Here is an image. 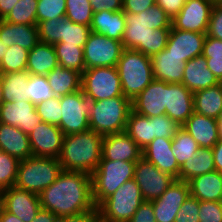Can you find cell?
<instances>
[{
  "label": "cell",
  "mask_w": 222,
  "mask_h": 222,
  "mask_svg": "<svg viewBox=\"0 0 222 222\" xmlns=\"http://www.w3.org/2000/svg\"><path fill=\"white\" fill-rule=\"evenodd\" d=\"M38 196L42 209L59 218L98 211L92 198L91 175L85 172L62 170Z\"/></svg>",
  "instance_id": "obj_1"
},
{
  "label": "cell",
  "mask_w": 222,
  "mask_h": 222,
  "mask_svg": "<svg viewBox=\"0 0 222 222\" xmlns=\"http://www.w3.org/2000/svg\"><path fill=\"white\" fill-rule=\"evenodd\" d=\"M124 49H135L152 57L166 48L172 20L157 4L139 14L124 12Z\"/></svg>",
  "instance_id": "obj_2"
},
{
  "label": "cell",
  "mask_w": 222,
  "mask_h": 222,
  "mask_svg": "<svg viewBox=\"0 0 222 222\" xmlns=\"http://www.w3.org/2000/svg\"><path fill=\"white\" fill-rule=\"evenodd\" d=\"M103 136L86 130L64 136L59 162L62 170L92 174L102 158Z\"/></svg>",
  "instance_id": "obj_3"
},
{
  "label": "cell",
  "mask_w": 222,
  "mask_h": 222,
  "mask_svg": "<svg viewBox=\"0 0 222 222\" xmlns=\"http://www.w3.org/2000/svg\"><path fill=\"white\" fill-rule=\"evenodd\" d=\"M122 93L133 101L153 80L151 57L124 49L117 63Z\"/></svg>",
  "instance_id": "obj_4"
},
{
  "label": "cell",
  "mask_w": 222,
  "mask_h": 222,
  "mask_svg": "<svg viewBox=\"0 0 222 222\" xmlns=\"http://www.w3.org/2000/svg\"><path fill=\"white\" fill-rule=\"evenodd\" d=\"M131 110L132 101L124 95L92 101L89 128L102 136L124 132Z\"/></svg>",
  "instance_id": "obj_5"
},
{
  "label": "cell",
  "mask_w": 222,
  "mask_h": 222,
  "mask_svg": "<svg viewBox=\"0 0 222 222\" xmlns=\"http://www.w3.org/2000/svg\"><path fill=\"white\" fill-rule=\"evenodd\" d=\"M61 171L59 158L31 156L19 161L14 186L39 195L57 179Z\"/></svg>",
  "instance_id": "obj_6"
},
{
  "label": "cell",
  "mask_w": 222,
  "mask_h": 222,
  "mask_svg": "<svg viewBox=\"0 0 222 222\" xmlns=\"http://www.w3.org/2000/svg\"><path fill=\"white\" fill-rule=\"evenodd\" d=\"M143 202L134 178L127 180L97 207L99 222H129Z\"/></svg>",
  "instance_id": "obj_7"
},
{
  "label": "cell",
  "mask_w": 222,
  "mask_h": 222,
  "mask_svg": "<svg viewBox=\"0 0 222 222\" xmlns=\"http://www.w3.org/2000/svg\"><path fill=\"white\" fill-rule=\"evenodd\" d=\"M136 162L101 160L91 174L92 198L98 207L127 180L134 178Z\"/></svg>",
  "instance_id": "obj_8"
},
{
  "label": "cell",
  "mask_w": 222,
  "mask_h": 222,
  "mask_svg": "<svg viewBox=\"0 0 222 222\" xmlns=\"http://www.w3.org/2000/svg\"><path fill=\"white\" fill-rule=\"evenodd\" d=\"M81 90L91 101L123 95L116 67H93L81 74Z\"/></svg>",
  "instance_id": "obj_9"
},
{
  "label": "cell",
  "mask_w": 222,
  "mask_h": 222,
  "mask_svg": "<svg viewBox=\"0 0 222 222\" xmlns=\"http://www.w3.org/2000/svg\"><path fill=\"white\" fill-rule=\"evenodd\" d=\"M62 117L58 126L64 135L89 130L92 101L82 90L60 97Z\"/></svg>",
  "instance_id": "obj_10"
},
{
  "label": "cell",
  "mask_w": 222,
  "mask_h": 222,
  "mask_svg": "<svg viewBox=\"0 0 222 222\" xmlns=\"http://www.w3.org/2000/svg\"><path fill=\"white\" fill-rule=\"evenodd\" d=\"M123 50L121 41L91 31L83 48L85 69L116 67Z\"/></svg>",
  "instance_id": "obj_11"
},
{
  "label": "cell",
  "mask_w": 222,
  "mask_h": 222,
  "mask_svg": "<svg viewBox=\"0 0 222 222\" xmlns=\"http://www.w3.org/2000/svg\"><path fill=\"white\" fill-rule=\"evenodd\" d=\"M134 180L140 188L144 201L150 202L159 198L175 178L141 157L135 164Z\"/></svg>",
  "instance_id": "obj_12"
},
{
  "label": "cell",
  "mask_w": 222,
  "mask_h": 222,
  "mask_svg": "<svg viewBox=\"0 0 222 222\" xmlns=\"http://www.w3.org/2000/svg\"><path fill=\"white\" fill-rule=\"evenodd\" d=\"M214 4V0H187L172 19V26L178 30L206 33Z\"/></svg>",
  "instance_id": "obj_13"
},
{
  "label": "cell",
  "mask_w": 222,
  "mask_h": 222,
  "mask_svg": "<svg viewBox=\"0 0 222 222\" xmlns=\"http://www.w3.org/2000/svg\"><path fill=\"white\" fill-rule=\"evenodd\" d=\"M189 196L188 182L175 179L159 198L150 201L156 222H175L177 212Z\"/></svg>",
  "instance_id": "obj_14"
},
{
  "label": "cell",
  "mask_w": 222,
  "mask_h": 222,
  "mask_svg": "<svg viewBox=\"0 0 222 222\" xmlns=\"http://www.w3.org/2000/svg\"><path fill=\"white\" fill-rule=\"evenodd\" d=\"M64 134L53 124L41 122L29 135L32 156L59 158L62 150Z\"/></svg>",
  "instance_id": "obj_15"
},
{
  "label": "cell",
  "mask_w": 222,
  "mask_h": 222,
  "mask_svg": "<svg viewBox=\"0 0 222 222\" xmlns=\"http://www.w3.org/2000/svg\"><path fill=\"white\" fill-rule=\"evenodd\" d=\"M3 198L4 210L15 215L23 222H32L42 208L39 196L16 186L0 191Z\"/></svg>",
  "instance_id": "obj_16"
},
{
  "label": "cell",
  "mask_w": 222,
  "mask_h": 222,
  "mask_svg": "<svg viewBox=\"0 0 222 222\" xmlns=\"http://www.w3.org/2000/svg\"><path fill=\"white\" fill-rule=\"evenodd\" d=\"M41 122L36 106L30 101L4 102L0 107V123L18 127L27 135Z\"/></svg>",
  "instance_id": "obj_17"
},
{
  "label": "cell",
  "mask_w": 222,
  "mask_h": 222,
  "mask_svg": "<svg viewBox=\"0 0 222 222\" xmlns=\"http://www.w3.org/2000/svg\"><path fill=\"white\" fill-rule=\"evenodd\" d=\"M142 153L143 150L125 131L103 136L101 160L136 162Z\"/></svg>",
  "instance_id": "obj_18"
},
{
  "label": "cell",
  "mask_w": 222,
  "mask_h": 222,
  "mask_svg": "<svg viewBox=\"0 0 222 222\" xmlns=\"http://www.w3.org/2000/svg\"><path fill=\"white\" fill-rule=\"evenodd\" d=\"M167 82L154 79L133 101L132 110L154 117L165 114Z\"/></svg>",
  "instance_id": "obj_19"
},
{
  "label": "cell",
  "mask_w": 222,
  "mask_h": 222,
  "mask_svg": "<svg viewBox=\"0 0 222 222\" xmlns=\"http://www.w3.org/2000/svg\"><path fill=\"white\" fill-rule=\"evenodd\" d=\"M206 33L178 30L173 26L170 29L166 49L169 53L181 57V60H188L202 55Z\"/></svg>",
  "instance_id": "obj_20"
},
{
  "label": "cell",
  "mask_w": 222,
  "mask_h": 222,
  "mask_svg": "<svg viewBox=\"0 0 222 222\" xmlns=\"http://www.w3.org/2000/svg\"><path fill=\"white\" fill-rule=\"evenodd\" d=\"M193 112V93L182 83H167L165 114L182 126Z\"/></svg>",
  "instance_id": "obj_21"
},
{
  "label": "cell",
  "mask_w": 222,
  "mask_h": 222,
  "mask_svg": "<svg viewBox=\"0 0 222 222\" xmlns=\"http://www.w3.org/2000/svg\"><path fill=\"white\" fill-rule=\"evenodd\" d=\"M142 157L154 164L160 171L179 180L180 167L173 155L172 138H155L143 149Z\"/></svg>",
  "instance_id": "obj_22"
},
{
  "label": "cell",
  "mask_w": 222,
  "mask_h": 222,
  "mask_svg": "<svg viewBox=\"0 0 222 222\" xmlns=\"http://www.w3.org/2000/svg\"><path fill=\"white\" fill-rule=\"evenodd\" d=\"M220 82L208 69L206 58L199 55L185 63L182 84L192 93L218 85Z\"/></svg>",
  "instance_id": "obj_23"
},
{
  "label": "cell",
  "mask_w": 222,
  "mask_h": 222,
  "mask_svg": "<svg viewBox=\"0 0 222 222\" xmlns=\"http://www.w3.org/2000/svg\"><path fill=\"white\" fill-rule=\"evenodd\" d=\"M181 127L193 137L200 148H213L220 140L217 120L214 118L193 112Z\"/></svg>",
  "instance_id": "obj_24"
},
{
  "label": "cell",
  "mask_w": 222,
  "mask_h": 222,
  "mask_svg": "<svg viewBox=\"0 0 222 222\" xmlns=\"http://www.w3.org/2000/svg\"><path fill=\"white\" fill-rule=\"evenodd\" d=\"M151 63L154 79L172 84L182 83L186 62L181 57L164 48L151 57Z\"/></svg>",
  "instance_id": "obj_25"
},
{
  "label": "cell",
  "mask_w": 222,
  "mask_h": 222,
  "mask_svg": "<svg viewBox=\"0 0 222 222\" xmlns=\"http://www.w3.org/2000/svg\"><path fill=\"white\" fill-rule=\"evenodd\" d=\"M0 151L19 161L32 156L28 135L18 127L0 123Z\"/></svg>",
  "instance_id": "obj_26"
},
{
  "label": "cell",
  "mask_w": 222,
  "mask_h": 222,
  "mask_svg": "<svg viewBox=\"0 0 222 222\" xmlns=\"http://www.w3.org/2000/svg\"><path fill=\"white\" fill-rule=\"evenodd\" d=\"M0 39L8 47L17 44L20 47L31 50L39 43L38 28L33 25L15 24L1 20Z\"/></svg>",
  "instance_id": "obj_27"
},
{
  "label": "cell",
  "mask_w": 222,
  "mask_h": 222,
  "mask_svg": "<svg viewBox=\"0 0 222 222\" xmlns=\"http://www.w3.org/2000/svg\"><path fill=\"white\" fill-rule=\"evenodd\" d=\"M126 26L123 10H101L93 13L90 30L100 35L122 41Z\"/></svg>",
  "instance_id": "obj_28"
},
{
  "label": "cell",
  "mask_w": 222,
  "mask_h": 222,
  "mask_svg": "<svg viewBox=\"0 0 222 222\" xmlns=\"http://www.w3.org/2000/svg\"><path fill=\"white\" fill-rule=\"evenodd\" d=\"M190 195L199 201L222 202V174L211 171L188 181Z\"/></svg>",
  "instance_id": "obj_29"
},
{
  "label": "cell",
  "mask_w": 222,
  "mask_h": 222,
  "mask_svg": "<svg viewBox=\"0 0 222 222\" xmlns=\"http://www.w3.org/2000/svg\"><path fill=\"white\" fill-rule=\"evenodd\" d=\"M58 65L55 48L51 44L39 42L28 52L26 70L31 75L46 76Z\"/></svg>",
  "instance_id": "obj_30"
},
{
  "label": "cell",
  "mask_w": 222,
  "mask_h": 222,
  "mask_svg": "<svg viewBox=\"0 0 222 222\" xmlns=\"http://www.w3.org/2000/svg\"><path fill=\"white\" fill-rule=\"evenodd\" d=\"M54 96L61 97L81 90V74L58 65L47 75Z\"/></svg>",
  "instance_id": "obj_31"
},
{
  "label": "cell",
  "mask_w": 222,
  "mask_h": 222,
  "mask_svg": "<svg viewBox=\"0 0 222 222\" xmlns=\"http://www.w3.org/2000/svg\"><path fill=\"white\" fill-rule=\"evenodd\" d=\"M194 112L216 119L222 111V83L193 93Z\"/></svg>",
  "instance_id": "obj_32"
},
{
  "label": "cell",
  "mask_w": 222,
  "mask_h": 222,
  "mask_svg": "<svg viewBox=\"0 0 222 222\" xmlns=\"http://www.w3.org/2000/svg\"><path fill=\"white\" fill-rule=\"evenodd\" d=\"M0 76L4 102L29 101L27 85L31 74L27 70L4 73Z\"/></svg>",
  "instance_id": "obj_33"
},
{
  "label": "cell",
  "mask_w": 222,
  "mask_h": 222,
  "mask_svg": "<svg viewBox=\"0 0 222 222\" xmlns=\"http://www.w3.org/2000/svg\"><path fill=\"white\" fill-rule=\"evenodd\" d=\"M215 171L214 156L212 148H200L180 168L179 180L188 182L192 178L205 173Z\"/></svg>",
  "instance_id": "obj_34"
},
{
  "label": "cell",
  "mask_w": 222,
  "mask_h": 222,
  "mask_svg": "<svg viewBox=\"0 0 222 222\" xmlns=\"http://www.w3.org/2000/svg\"><path fill=\"white\" fill-rule=\"evenodd\" d=\"M152 117L131 110L125 132L143 150L153 141Z\"/></svg>",
  "instance_id": "obj_35"
},
{
  "label": "cell",
  "mask_w": 222,
  "mask_h": 222,
  "mask_svg": "<svg viewBox=\"0 0 222 222\" xmlns=\"http://www.w3.org/2000/svg\"><path fill=\"white\" fill-rule=\"evenodd\" d=\"M55 48L58 64L63 68H68L82 74L85 70L83 48L71 44L53 45Z\"/></svg>",
  "instance_id": "obj_36"
},
{
  "label": "cell",
  "mask_w": 222,
  "mask_h": 222,
  "mask_svg": "<svg viewBox=\"0 0 222 222\" xmlns=\"http://www.w3.org/2000/svg\"><path fill=\"white\" fill-rule=\"evenodd\" d=\"M172 146L173 155L180 168L188 159L193 158L200 149L193 137L182 127L178 130L176 136L172 138Z\"/></svg>",
  "instance_id": "obj_37"
},
{
  "label": "cell",
  "mask_w": 222,
  "mask_h": 222,
  "mask_svg": "<svg viewBox=\"0 0 222 222\" xmlns=\"http://www.w3.org/2000/svg\"><path fill=\"white\" fill-rule=\"evenodd\" d=\"M38 0H19L4 21L37 26Z\"/></svg>",
  "instance_id": "obj_38"
},
{
  "label": "cell",
  "mask_w": 222,
  "mask_h": 222,
  "mask_svg": "<svg viewBox=\"0 0 222 222\" xmlns=\"http://www.w3.org/2000/svg\"><path fill=\"white\" fill-rule=\"evenodd\" d=\"M91 33L90 26L73 23L69 19L62 18V31L60 44H71L84 48Z\"/></svg>",
  "instance_id": "obj_39"
},
{
  "label": "cell",
  "mask_w": 222,
  "mask_h": 222,
  "mask_svg": "<svg viewBox=\"0 0 222 222\" xmlns=\"http://www.w3.org/2000/svg\"><path fill=\"white\" fill-rule=\"evenodd\" d=\"M7 50L0 63V74L26 70L29 50L17 44L8 47Z\"/></svg>",
  "instance_id": "obj_40"
},
{
  "label": "cell",
  "mask_w": 222,
  "mask_h": 222,
  "mask_svg": "<svg viewBox=\"0 0 222 222\" xmlns=\"http://www.w3.org/2000/svg\"><path fill=\"white\" fill-rule=\"evenodd\" d=\"M93 13L90 0H66L65 17L73 23L90 26Z\"/></svg>",
  "instance_id": "obj_41"
},
{
  "label": "cell",
  "mask_w": 222,
  "mask_h": 222,
  "mask_svg": "<svg viewBox=\"0 0 222 222\" xmlns=\"http://www.w3.org/2000/svg\"><path fill=\"white\" fill-rule=\"evenodd\" d=\"M27 89L29 101L35 106L54 97L46 76L31 75Z\"/></svg>",
  "instance_id": "obj_42"
},
{
  "label": "cell",
  "mask_w": 222,
  "mask_h": 222,
  "mask_svg": "<svg viewBox=\"0 0 222 222\" xmlns=\"http://www.w3.org/2000/svg\"><path fill=\"white\" fill-rule=\"evenodd\" d=\"M19 160L0 151V191L15 185Z\"/></svg>",
  "instance_id": "obj_43"
},
{
  "label": "cell",
  "mask_w": 222,
  "mask_h": 222,
  "mask_svg": "<svg viewBox=\"0 0 222 222\" xmlns=\"http://www.w3.org/2000/svg\"><path fill=\"white\" fill-rule=\"evenodd\" d=\"M66 0H38L37 23L65 18Z\"/></svg>",
  "instance_id": "obj_44"
},
{
  "label": "cell",
  "mask_w": 222,
  "mask_h": 222,
  "mask_svg": "<svg viewBox=\"0 0 222 222\" xmlns=\"http://www.w3.org/2000/svg\"><path fill=\"white\" fill-rule=\"evenodd\" d=\"M36 110L42 122H46L48 124H53L56 126L60 125L62 117L60 97L54 96L47 101L37 104Z\"/></svg>",
  "instance_id": "obj_45"
},
{
  "label": "cell",
  "mask_w": 222,
  "mask_h": 222,
  "mask_svg": "<svg viewBox=\"0 0 222 222\" xmlns=\"http://www.w3.org/2000/svg\"><path fill=\"white\" fill-rule=\"evenodd\" d=\"M39 42L54 45L61 40L62 18L37 23Z\"/></svg>",
  "instance_id": "obj_46"
},
{
  "label": "cell",
  "mask_w": 222,
  "mask_h": 222,
  "mask_svg": "<svg viewBox=\"0 0 222 222\" xmlns=\"http://www.w3.org/2000/svg\"><path fill=\"white\" fill-rule=\"evenodd\" d=\"M153 140L155 138H174L181 126L166 114L152 117Z\"/></svg>",
  "instance_id": "obj_47"
},
{
  "label": "cell",
  "mask_w": 222,
  "mask_h": 222,
  "mask_svg": "<svg viewBox=\"0 0 222 222\" xmlns=\"http://www.w3.org/2000/svg\"><path fill=\"white\" fill-rule=\"evenodd\" d=\"M199 222H222V202L200 201Z\"/></svg>",
  "instance_id": "obj_48"
},
{
  "label": "cell",
  "mask_w": 222,
  "mask_h": 222,
  "mask_svg": "<svg viewBox=\"0 0 222 222\" xmlns=\"http://www.w3.org/2000/svg\"><path fill=\"white\" fill-rule=\"evenodd\" d=\"M200 201L189 196L177 212L175 222H199Z\"/></svg>",
  "instance_id": "obj_49"
},
{
  "label": "cell",
  "mask_w": 222,
  "mask_h": 222,
  "mask_svg": "<svg viewBox=\"0 0 222 222\" xmlns=\"http://www.w3.org/2000/svg\"><path fill=\"white\" fill-rule=\"evenodd\" d=\"M206 35L222 40V6L214 4Z\"/></svg>",
  "instance_id": "obj_50"
},
{
  "label": "cell",
  "mask_w": 222,
  "mask_h": 222,
  "mask_svg": "<svg viewBox=\"0 0 222 222\" xmlns=\"http://www.w3.org/2000/svg\"><path fill=\"white\" fill-rule=\"evenodd\" d=\"M129 222H156L152 203L144 201Z\"/></svg>",
  "instance_id": "obj_51"
},
{
  "label": "cell",
  "mask_w": 222,
  "mask_h": 222,
  "mask_svg": "<svg viewBox=\"0 0 222 222\" xmlns=\"http://www.w3.org/2000/svg\"><path fill=\"white\" fill-rule=\"evenodd\" d=\"M156 4V0H123L122 10L127 13L139 14Z\"/></svg>",
  "instance_id": "obj_52"
},
{
  "label": "cell",
  "mask_w": 222,
  "mask_h": 222,
  "mask_svg": "<svg viewBox=\"0 0 222 222\" xmlns=\"http://www.w3.org/2000/svg\"><path fill=\"white\" fill-rule=\"evenodd\" d=\"M202 55L205 58L222 57V40L206 36Z\"/></svg>",
  "instance_id": "obj_53"
},
{
  "label": "cell",
  "mask_w": 222,
  "mask_h": 222,
  "mask_svg": "<svg viewBox=\"0 0 222 222\" xmlns=\"http://www.w3.org/2000/svg\"><path fill=\"white\" fill-rule=\"evenodd\" d=\"M187 0H156V4L164 10L171 20L180 12Z\"/></svg>",
  "instance_id": "obj_54"
},
{
  "label": "cell",
  "mask_w": 222,
  "mask_h": 222,
  "mask_svg": "<svg viewBox=\"0 0 222 222\" xmlns=\"http://www.w3.org/2000/svg\"><path fill=\"white\" fill-rule=\"evenodd\" d=\"M93 12L101 10L120 11L122 10L123 0H90Z\"/></svg>",
  "instance_id": "obj_55"
},
{
  "label": "cell",
  "mask_w": 222,
  "mask_h": 222,
  "mask_svg": "<svg viewBox=\"0 0 222 222\" xmlns=\"http://www.w3.org/2000/svg\"><path fill=\"white\" fill-rule=\"evenodd\" d=\"M58 222H99V214L98 211H89L74 216L60 217Z\"/></svg>",
  "instance_id": "obj_56"
},
{
  "label": "cell",
  "mask_w": 222,
  "mask_h": 222,
  "mask_svg": "<svg viewBox=\"0 0 222 222\" xmlns=\"http://www.w3.org/2000/svg\"><path fill=\"white\" fill-rule=\"evenodd\" d=\"M208 69L222 83V57L206 58Z\"/></svg>",
  "instance_id": "obj_57"
},
{
  "label": "cell",
  "mask_w": 222,
  "mask_h": 222,
  "mask_svg": "<svg viewBox=\"0 0 222 222\" xmlns=\"http://www.w3.org/2000/svg\"><path fill=\"white\" fill-rule=\"evenodd\" d=\"M215 171L222 174V140H219L212 148Z\"/></svg>",
  "instance_id": "obj_58"
},
{
  "label": "cell",
  "mask_w": 222,
  "mask_h": 222,
  "mask_svg": "<svg viewBox=\"0 0 222 222\" xmlns=\"http://www.w3.org/2000/svg\"><path fill=\"white\" fill-rule=\"evenodd\" d=\"M58 221L59 217H57L54 213L41 208L32 222H58Z\"/></svg>",
  "instance_id": "obj_59"
},
{
  "label": "cell",
  "mask_w": 222,
  "mask_h": 222,
  "mask_svg": "<svg viewBox=\"0 0 222 222\" xmlns=\"http://www.w3.org/2000/svg\"><path fill=\"white\" fill-rule=\"evenodd\" d=\"M19 0H0V15L4 19Z\"/></svg>",
  "instance_id": "obj_60"
},
{
  "label": "cell",
  "mask_w": 222,
  "mask_h": 222,
  "mask_svg": "<svg viewBox=\"0 0 222 222\" xmlns=\"http://www.w3.org/2000/svg\"><path fill=\"white\" fill-rule=\"evenodd\" d=\"M0 222H23L15 215L3 210Z\"/></svg>",
  "instance_id": "obj_61"
},
{
  "label": "cell",
  "mask_w": 222,
  "mask_h": 222,
  "mask_svg": "<svg viewBox=\"0 0 222 222\" xmlns=\"http://www.w3.org/2000/svg\"><path fill=\"white\" fill-rule=\"evenodd\" d=\"M7 49H8V46L5 44L4 41L0 39V63H1L2 58L6 55V52L8 51Z\"/></svg>",
  "instance_id": "obj_62"
},
{
  "label": "cell",
  "mask_w": 222,
  "mask_h": 222,
  "mask_svg": "<svg viewBox=\"0 0 222 222\" xmlns=\"http://www.w3.org/2000/svg\"><path fill=\"white\" fill-rule=\"evenodd\" d=\"M216 120H217V125H218L219 139L222 140V111L220 112Z\"/></svg>",
  "instance_id": "obj_63"
},
{
  "label": "cell",
  "mask_w": 222,
  "mask_h": 222,
  "mask_svg": "<svg viewBox=\"0 0 222 222\" xmlns=\"http://www.w3.org/2000/svg\"><path fill=\"white\" fill-rule=\"evenodd\" d=\"M4 103L3 101V87H2V78L0 76V107Z\"/></svg>",
  "instance_id": "obj_64"
},
{
  "label": "cell",
  "mask_w": 222,
  "mask_h": 222,
  "mask_svg": "<svg viewBox=\"0 0 222 222\" xmlns=\"http://www.w3.org/2000/svg\"><path fill=\"white\" fill-rule=\"evenodd\" d=\"M3 210H4V203H3L2 194L0 192V220H1V215H2Z\"/></svg>",
  "instance_id": "obj_65"
},
{
  "label": "cell",
  "mask_w": 222,
  "mask_h": 222,
  "mask_svg": "<svg viewBox=\"0 0 222 222\" xmlns=\"http://www.w3.org/2000/svg\"><path fill=\"white\" fill-rule=\"evenodd\" d=\"M215 4L222 6V0H214Z\"/></svg>",
  "instance_id": "obj_66"
}]
</instances>
